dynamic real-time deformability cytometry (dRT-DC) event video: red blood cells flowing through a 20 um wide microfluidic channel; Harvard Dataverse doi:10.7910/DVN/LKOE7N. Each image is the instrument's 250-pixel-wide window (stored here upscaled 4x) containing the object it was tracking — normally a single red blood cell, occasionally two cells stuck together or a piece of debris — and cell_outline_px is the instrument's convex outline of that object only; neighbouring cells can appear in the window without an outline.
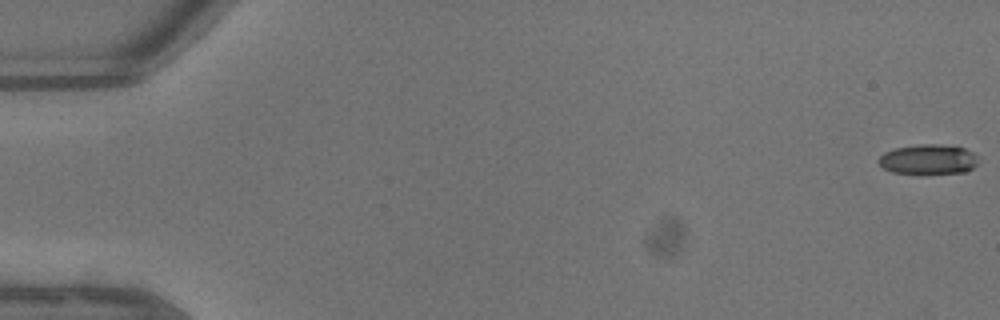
{"species": "common noctule bat (a hibernating species)", "species_latin": "Nyctalus noctula", "temperature_condition": "warm", "stored_images_in_passage": 45, "camera_frame_rate_fps": 3000, "um_per_image_px": 0.085, "animal": {"sex": "male", "body_mass_g": 13.3}, "frame": {"image": 1, "passage_image": 1, "time_ms": 0.0, "image_size_px": [1000, 320], "cell_outline_px": [[976, 164], [972, 168], [964, 172], [924, 176], [892, 172], [884, 168], [876, 160], [884, 152], [896, 148], [924, 144], [940, 144], [964, 148], [972, 152], [976, 156]], "centroid_in_image_um": [78.87, 13.59], "position_along_channel_um": 6.1, "area_um2": 17.8}}
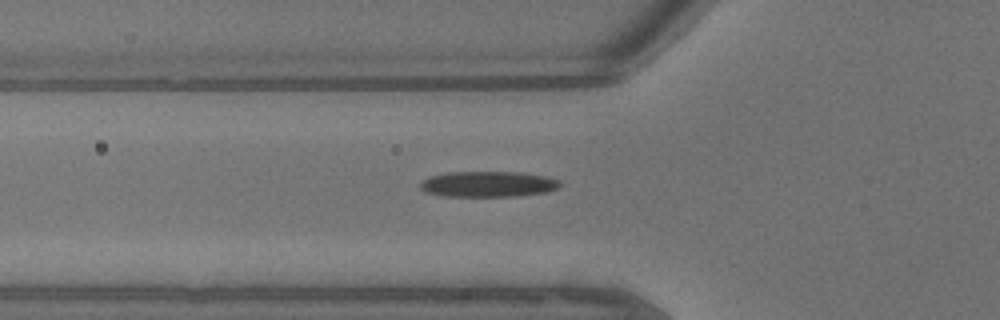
{"frame": {"image": 2, "passage_image": 17, "time_ms": 5.333, "image_size_px": [1000, 320], "cell_outline_px": [[560, 188], [548, 192], [516, 196], [444, 196], [424, 192], [420, 188], [420, 180], [428, 176], [448, 172], [516, 172], [544, 176], [560, 180]], "centroid_in_image_um": [41.45, 15.65], "position_along_channel_um": 84.3, "area_um2": 21.1}}
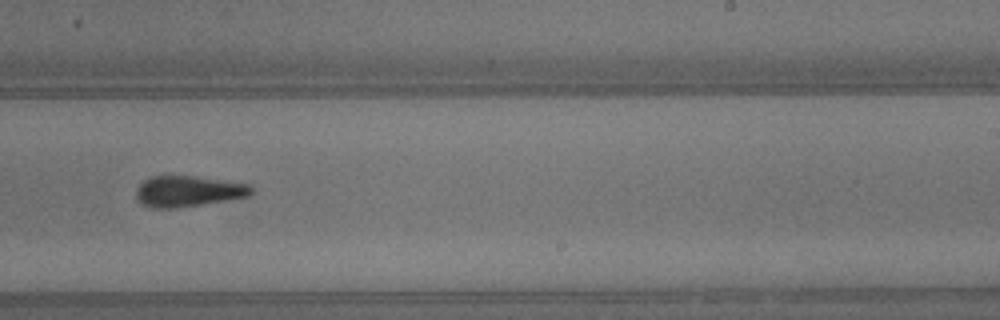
{"frame": {"image": 3, "passage_image": 29, "time_ms": 9.333, "image_size_px": [1000, 320], "cell_outline_px": [[252, 192], [248, 196], [176, 208], [152, 208], [140, 204], [136, 200], [136, 188], [144, 180], [152, 176], [188, 176], [248, 184], [252, 188]], "centroid_in_image_um": [15.9, 16.27], "position_along_channel_um": 273.1, "area_um2": 20.35}, "authors_computed_cell_mechanics": {"area_um2": 19.9988, "velocity_mm_per_s": 4.7097, "shape_relaxation_time_tau1_ms": 4.0991, "shape_relaxation_time_tau2_ms": 4.8832, "deformation_change_tau1": 0.1761, "deformation_change_tau2": 0.1867}}